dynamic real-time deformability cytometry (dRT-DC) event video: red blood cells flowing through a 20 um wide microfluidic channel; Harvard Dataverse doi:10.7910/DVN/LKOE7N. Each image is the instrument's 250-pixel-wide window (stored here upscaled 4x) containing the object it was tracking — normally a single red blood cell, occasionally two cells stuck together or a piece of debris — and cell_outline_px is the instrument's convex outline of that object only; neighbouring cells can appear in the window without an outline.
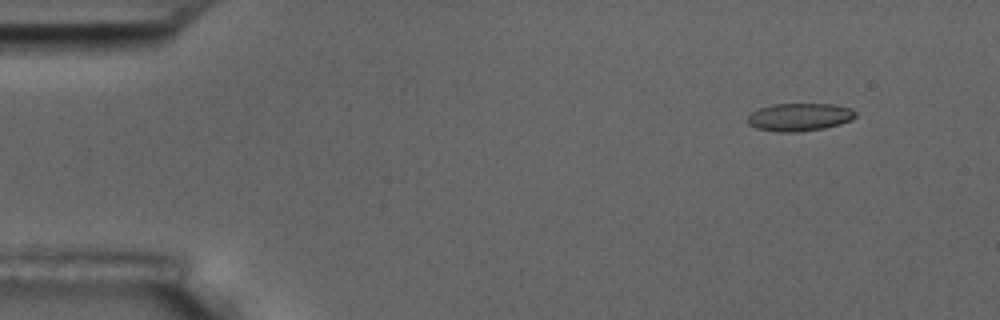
{"species": "common noctule bat (a hibernating species)", "species_latin": "Nyctalus noctula", "temperature_condition": "room temperature", "stored_images_in_passage": 5, "camera_frame_rate_fps": 3000, "um_per_image_px": 0.085, "animal": {"sex": "male", "body_mass_g": 17.5, "forearm_length_mm": 52.3}, "frame": {"image": 1, "passage_image": 2, "time_ms": 1.0, "image_size_px": [1000, 320], "cell_outline_px": [[856, 116], [852, 120], [840, 124], [824, 128], [800, 132], [780, 132], [756, 128], [748, 124], [748, 116], [752, 112], [760, 108], [772, 104], [832, 104], [852, 108], [856, 112]], "centroid_in_image_um": [67.98, 9.95], "position_along_channel_um": 17.0, "area_um2": 17.57}}
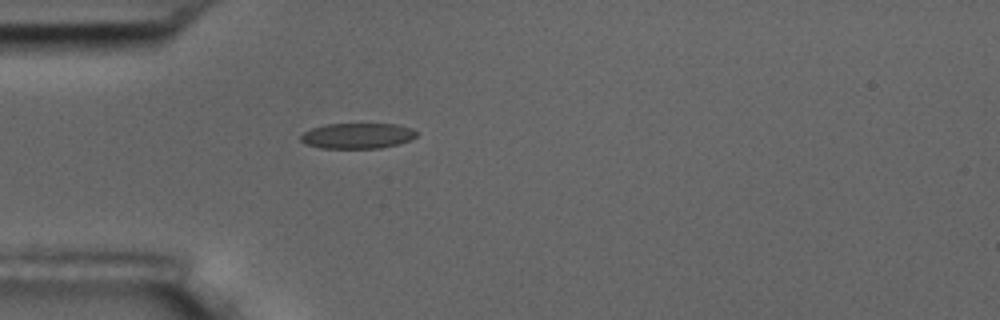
{"frame": {"image": 2, "passage_image": 5, "time_ms": 4.667, "image_size_px": [1000, 320], "cell_outline_px": [[416, 136], [412, 140], [380, 148], [320, 148], [304, 144], [300, 140], [300, 136], [304, 132], [312, 128], [324, 124], [396, 124], [412, 128], [416, 132]], "centroid_in_image_um": [30.35, 11.54], "position_along_channel_um": 54.6, "area_um2": 17.28}}